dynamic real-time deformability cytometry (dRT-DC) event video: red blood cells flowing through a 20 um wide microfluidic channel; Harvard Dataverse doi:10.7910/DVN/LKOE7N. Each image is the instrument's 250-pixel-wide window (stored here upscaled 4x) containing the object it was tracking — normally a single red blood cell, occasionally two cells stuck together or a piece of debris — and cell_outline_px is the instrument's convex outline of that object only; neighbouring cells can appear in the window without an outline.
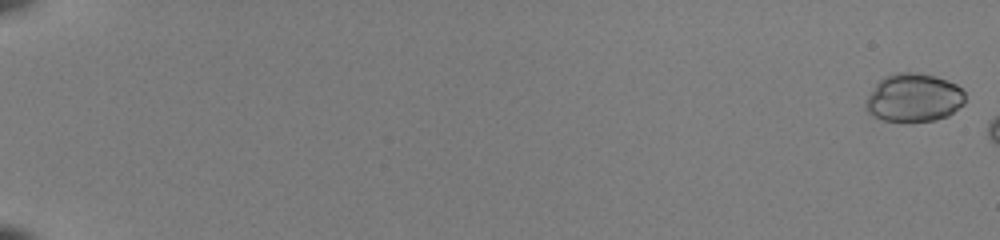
{"species": "common noctule bat (a hibernating species)", "species_latin": "Nyctalus noctula", "temperature_condition": "room temperature", "stored_images_in_passage": 6, "camera_frame_rate_fps": 3000, "um_per_image_px": 0.085, "animal": {"sex": "female", "body_mass_g": 22.0, "forearm_length_mm": 56.7}, "frame": {"image": 1, "passage_image": 1, "time_ms": 0.0, "image_size_px": [1000, 240], "cell_outline_px": [[964, 104], [948, 116], [936, 120], [884, 120], [872, 116], [864, 108], [864, 104], [868, 96], [876, 84], [884, 76], [896, 72], [916, 72], [936, 76], [948, 80], [956, 84], [964, 92]], "centroid_in_image_um": [77.67, 8.29], "position_along_channel_um": 7.3, "area_um2": 27.92}}